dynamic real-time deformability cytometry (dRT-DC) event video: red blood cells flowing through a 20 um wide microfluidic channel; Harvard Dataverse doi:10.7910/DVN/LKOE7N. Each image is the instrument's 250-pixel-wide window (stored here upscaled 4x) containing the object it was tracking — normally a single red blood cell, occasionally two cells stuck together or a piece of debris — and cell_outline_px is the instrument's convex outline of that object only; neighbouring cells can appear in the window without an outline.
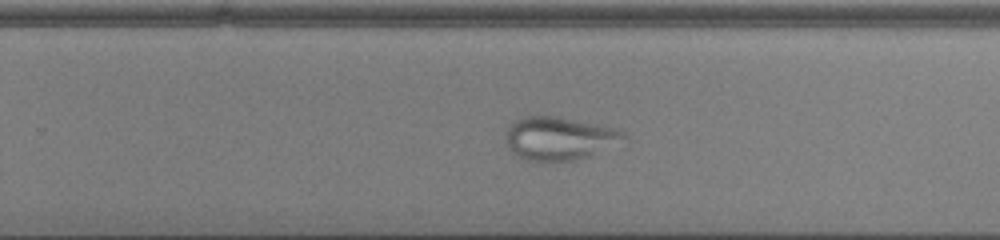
{"species": "common noctule bat (a hibernating species)", "species_latin": "Nyctalus noctula", "temperature_condition": "cold", "stored_images_in_passage": 50, "camera_frame_rate_fps": 3000, "um_per_image_px": 0.085, "animal": {"sex": "male", "body_mass_g": 13.0, "forearm_length_mm": 53.1}, "frame": {"image": 1, "passage_image": 31, "time_ms": 10.0, "image_size_px": [1000, 240], "cell_outline_px": [[628, 144], [576, 160], [548, 164], [528, 160], [516, 156], [512, 152], [504, 136], [504, 132], [508, 124], [512, 120], [524, 116], [560, 116], [620, 128], [628, 136]], "centroid_in_image_um": [47.64, 11.78], "position_along_channel_um": 282.2, "area_um2": 31.62}}
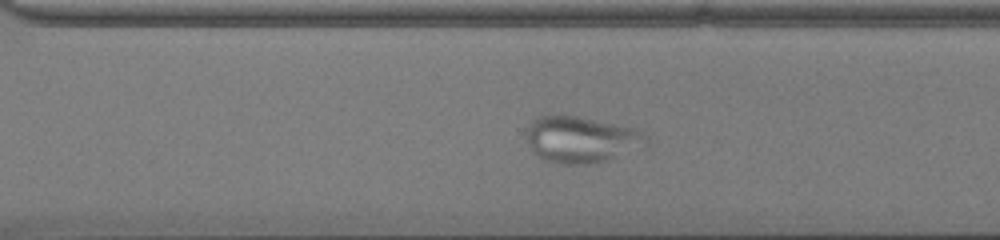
{"frame": {"image": 2, "passage_image": 34, "time_ms": 11.0, "image_size_px": [1000, 240], "cell_outline_px": [[648, 144], [596, 164], [560, 164], [544, 160], [532, 148], [524, 132], [528, 124], [532, 120], [540, 116], [576, 116], [636, 128], [644, 132], [648, 136]], "centroid_in_image_um": [49.41, 11.86], "position_along_channel_um": 321.2, "area_um2": 32.19}}
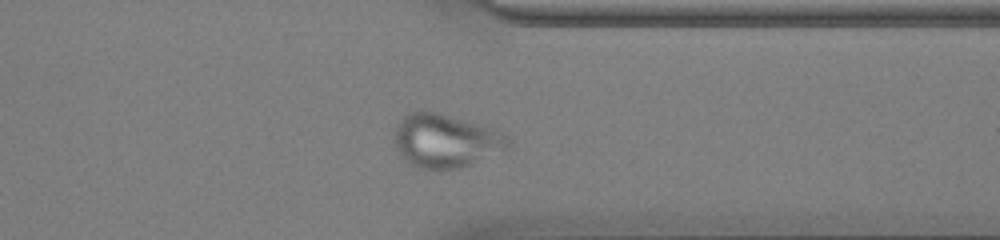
{"frame": {"image": 3, "passage_image": 38, "time_ms": 12.333, "image_size_px": [1000, 240], "cell_outline_px": [[512, 144], [472, 164], [460, 168], [416, 168], [408, 164], [396, 148], [392, 140], [396, 124], [404, 116], [412, 112], [436, 112], [500, 128], [512, 140]], "centroid_in_image_um": [37.89, 11.95], "position_along_channel_um": 373.5, "area_um2": 35.72}}